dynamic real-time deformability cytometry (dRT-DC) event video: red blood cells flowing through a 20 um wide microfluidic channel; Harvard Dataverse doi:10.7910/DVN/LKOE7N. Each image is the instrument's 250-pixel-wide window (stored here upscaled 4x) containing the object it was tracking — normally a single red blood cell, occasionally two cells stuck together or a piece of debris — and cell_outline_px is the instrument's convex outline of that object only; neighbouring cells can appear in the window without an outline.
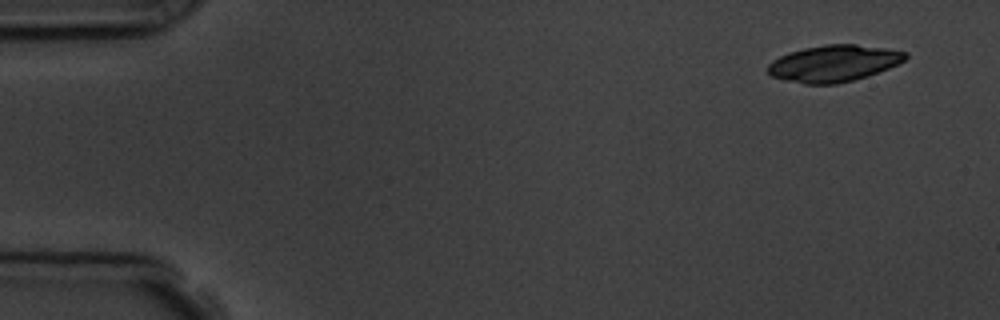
{"species": "common noctule bat (a hibernating species)", "species_latin": "Nyctalus noctula", "temperature_condition": "room temperature", "stored_images_in_passage": 5, "camera_frame_rate_fps": 3000, "um_per_image_px": 0.085, "animal": {"sex": "male", "body_mass_g": 19.5, "forearm_length_mm": 54.6}, "frame": {"image": 1, "passage_image": 1, "time_ms": 0.0, "image_size_px": [1000, 320], "cell_outline_px": [[908, 56], [904, 60], [888, 68], [868, 76], [836, 84], [804, 84], [784, 80], [772, 76], [768, 72], [768, 64], [772, 60], [788, 52], [804, 48], [824, 44], [856, 44], [884, 48], [908, 52]], "centroid_in_image_um": [70.85, 5.38], "position_along_channel_um": 14.2, "area_um2": 29.3}}